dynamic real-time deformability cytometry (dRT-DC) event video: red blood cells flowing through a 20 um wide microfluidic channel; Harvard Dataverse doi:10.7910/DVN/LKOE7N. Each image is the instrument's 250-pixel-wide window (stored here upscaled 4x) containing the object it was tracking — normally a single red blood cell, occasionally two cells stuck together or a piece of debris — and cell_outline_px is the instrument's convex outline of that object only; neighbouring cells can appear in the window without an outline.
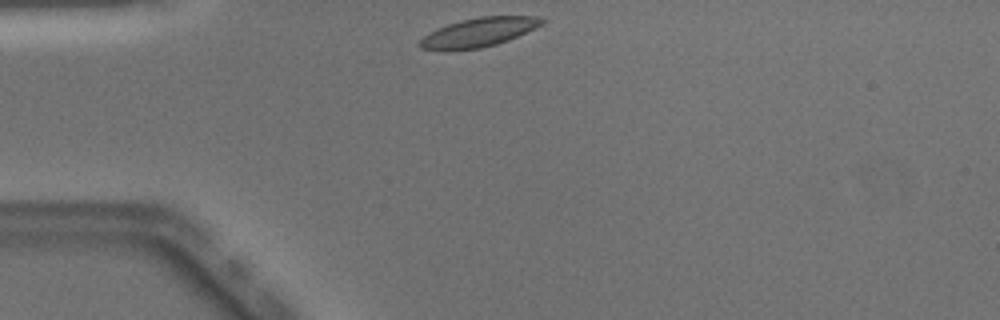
{"species": "Egyptian fruit bat (a non-hibernating species)", "species_latin": "Rousettus aegyptiacus", "temperature_condition": "warm", "stored_images_in_passage": 37, "camera_frame_rate_fps": 3000, "um_per_image_px": 0.085, "animal": {"sex": "male"}, "frame": {"image": 1, "passage_image": 1, "time_ms": 0.0, "image_size_px": [1000, 320], "cell_outline_px": [[544, 20], [540, 24], [508, 40], [496, 44], [480, 48], [420, 48], [416, 44], [424, 36], [436, 28], [460, 20], [480, 16], [536, 16]], "centroid_in_image_um": [40.66, 2.71], "position_along_channel_um": 44.3, "area_um2": 19.77}}
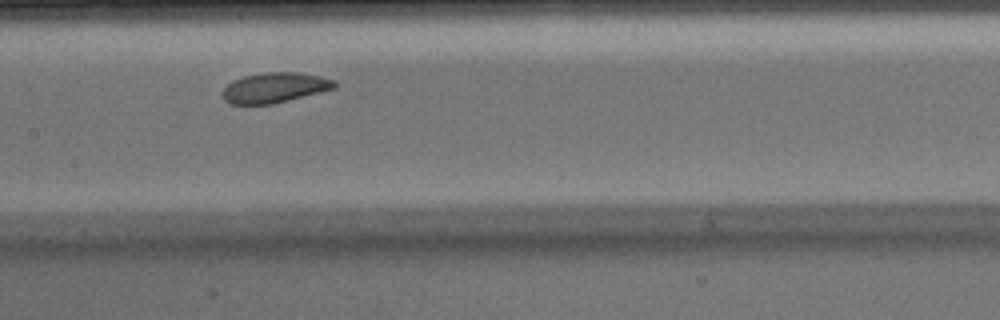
{"frame": {"image": 2, "passage_image": 13, "time_ms": 4.0, "image_size_px": [1000, 320], "cell_outline_px": [[336, 88], [272, 104], [232, 104], [224, 100], [224, 88], [232, 80], [244, 76], [264, 72], [300, 72], [320, 76], [332, 80], [336, 84]], "centroid_in_image_um": [23.34, 7.44], "position_along_channel_um": 184.1, "area_um2": 19.48}}
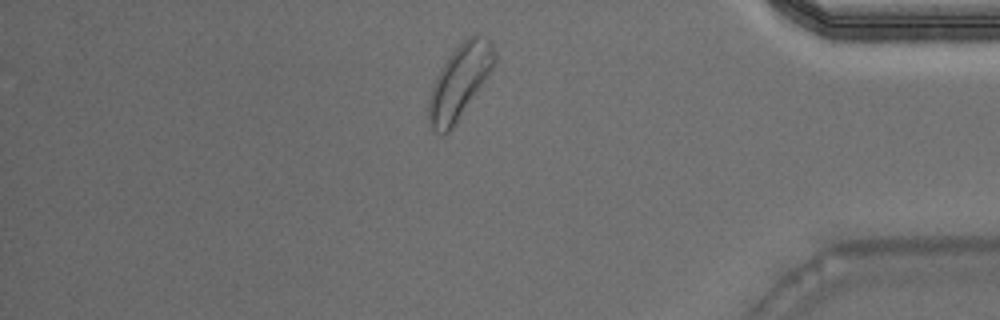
{"frame": {"image": 3, "passage_image": 31, "time_ms": 10.0, "image_size_px": [1000, 320], "cell_outline_px": [[496, 64], [456, 124], [448, 132], [436, 132], [432, 128], [428, 120], [428, 100], [432, 88], [444, 64], [456, 48], [468, 36], [476, 32], [480, 32], [492, 44], [496, 52]], "centroid_in_image_um": [39.11, 6.92], "position_along_channel_um": 396.1, "area_um2": 27.98}, "authors_computed_cell_mechanics": {"area_um2": 20.6924, "velocity_mm_per_s": 4.0183, "shape_relaxation_time_tau1_ms": 1.8166, "shape_relaxation_time_tau2_ms": 9.0209, "deformation_change_tau1": 0.0753, "deformation_change_tau2": 0.1703}}